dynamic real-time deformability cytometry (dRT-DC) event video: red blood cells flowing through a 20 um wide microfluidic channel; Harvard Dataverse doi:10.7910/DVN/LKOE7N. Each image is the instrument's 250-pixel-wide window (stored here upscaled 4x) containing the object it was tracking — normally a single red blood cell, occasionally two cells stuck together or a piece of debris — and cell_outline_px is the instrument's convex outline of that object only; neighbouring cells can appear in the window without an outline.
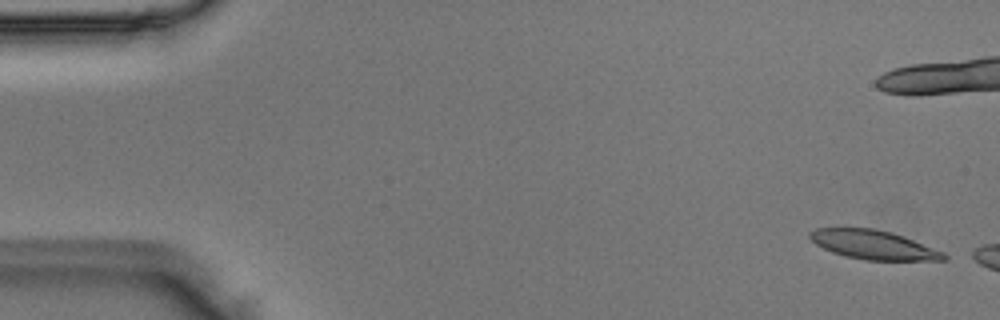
{"species": "Egyptian fruit bat (a non-hibernating species)", "species_latin": "Rousettus aegyptiacus", "temperature_condition": "room temperature", "stored_images_in_passage": 8, "camera_frame_rate_fps": 3000, "um_per_image_px": 0.085, "animal": {"sex": "male"}, "frame": {"image": 1, "passage_image": 2, "time_ms": 0.333, "image_size_px": [1000, 320], "cell_outline_px": [[948, 260], [864, 260], [832, 252], [816, 244], [808, 236], [808, 232], [816, 228], [872, 228], [892, 232], [904, 236], [944, 252], [948, 256]], "centroid_in_image_um": [74.26, 20.8], "position_along_channel_um": 10.7, "area_um2": 22.6}}